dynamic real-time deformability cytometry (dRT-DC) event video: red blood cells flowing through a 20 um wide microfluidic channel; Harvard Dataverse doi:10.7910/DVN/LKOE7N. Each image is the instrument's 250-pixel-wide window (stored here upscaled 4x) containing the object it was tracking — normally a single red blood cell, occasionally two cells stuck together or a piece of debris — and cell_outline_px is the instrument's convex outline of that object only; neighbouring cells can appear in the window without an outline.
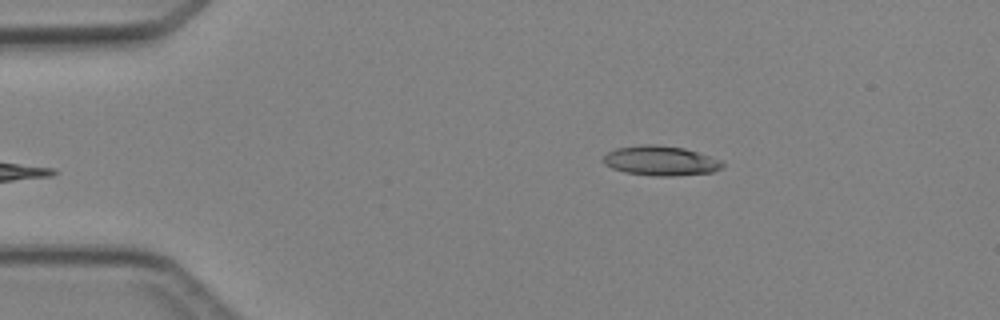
{"species": "Egyptian fruit bat (a non-hibernating species)", "species_latin": "Rousettus aegyptiacus", "temperature_condition": "cold", "stored_images_in_passage": 4, "camera_frame_rate_fps": 3000, "um_per_image_px": 0.085, "animal": {"sex": "female"}, "frame": {"image": 1, "passage_image": 4, "time_ms": 3.333, "image_size_px": [1000, 320], "cell_outline_px": [[724, 164], [720, 168], [712, 172], [672, 176], [652, 176], [624, 172], [612, 168], [604, 164], [600, 160], [608, 152], [616, 148], [640, 144], [656, 144], [684, 148], [720, 160]], "centroid_in_image_um": [56.08, 13.66], "position_along_channel_um": 28.9, "area_um2": 20.63}}